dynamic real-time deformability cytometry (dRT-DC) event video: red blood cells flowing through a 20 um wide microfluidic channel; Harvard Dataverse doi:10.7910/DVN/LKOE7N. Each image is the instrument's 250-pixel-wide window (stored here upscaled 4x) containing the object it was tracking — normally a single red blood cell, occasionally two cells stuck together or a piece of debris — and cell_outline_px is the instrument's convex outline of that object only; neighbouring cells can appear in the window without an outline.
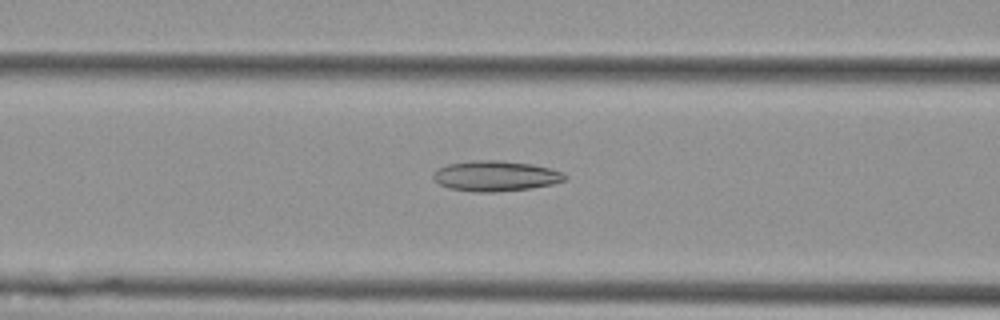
{"species": "Egyptian fruit bat (a non-hibernating species)", "species_latin": "Rousettus aegyptiacus", "temperature_condition": "cold", "stored_images_in_passage": 28, "camera_frame_rate_fps": 3000, "um_per_image_px": 0.085, "animal": {"sex": "female"}, "frame": {"image": 1, "passage_image": 23, "time_ms": 7.333, "image_size_px": [1000, 320], "cell_outline_px": [[568, 176], [564, 180], [552, 184], [532, 188], [496, 192], [476, 192], [448, 188], [440, 184], [432, 176], [432, 172], [448, 164], [472, 160], [500, 160], [532, 164], [564, 172]], "centroid_in_image_um": [42.13, 14.96], "position_along_channel_um": 124.5, "area_um2": 23.35}}
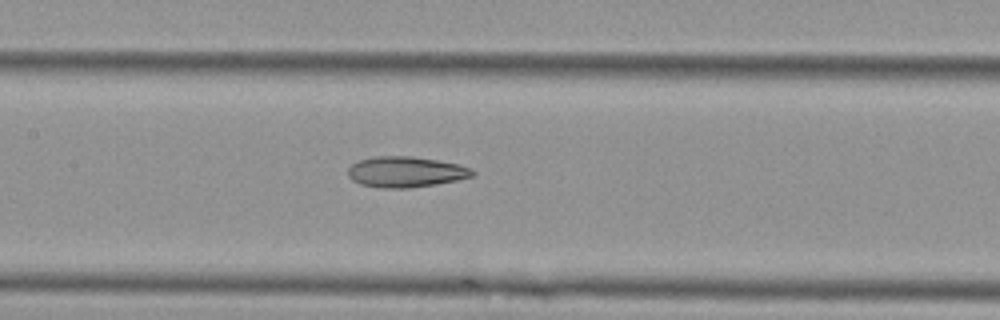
{"frame": {"image": 2, "passage_image": 27, "time_ms": 8.667, "image_size_px": [1000, 320], "cell_outline_px": [[476, 172], [472, 176], [456, 180], [436, 184], [408, 188], [380, 188], [360, 184], [352, 180], [348, 176], [348, 168], [352, 164], [360, 160], [376, 156], [412, 156], [460, 164], [472, 168]], "centroid_in_image_um": [34.49, 14.61], "position_along_channel_um": 172.9, "area_um2": 22.31}}